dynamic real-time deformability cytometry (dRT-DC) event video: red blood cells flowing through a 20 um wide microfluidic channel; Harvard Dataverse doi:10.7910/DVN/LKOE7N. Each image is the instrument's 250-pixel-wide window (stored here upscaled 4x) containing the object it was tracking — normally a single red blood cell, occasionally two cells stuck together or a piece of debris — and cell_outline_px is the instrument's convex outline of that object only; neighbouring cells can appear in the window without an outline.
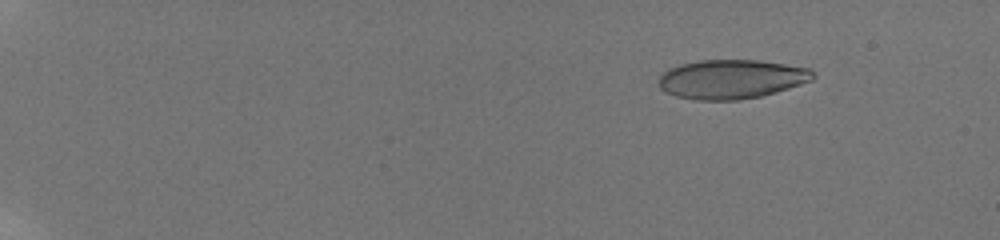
{"species": "human", "species_latin": "Homo sapiens", "temperature_condition": "room temperature", "stored_images_in_passage": 102, "camera_frame_rate_fps": 3000, "um_per_image_px": 0.085, "donor": {"sex": "male"}, "frame": {"image": 1, "passage_image": 15, "time_ms": 2.667, "image_size_px": [1000, 240], "cell_outline_px": [[816, 76], [812, 80], [788, 88], [760, 96], [736, 100], [692, 100], [676, 96], [664, 92], [660, 88], [660, 76], [668, 68], [680, 64], [700, 60], [756, 60], [784, 64], [808, 68]], "centroid_in_image_um": [62.13, 6.73], "position_along_channel_um": 22.9, "area_um2": 35.03}}
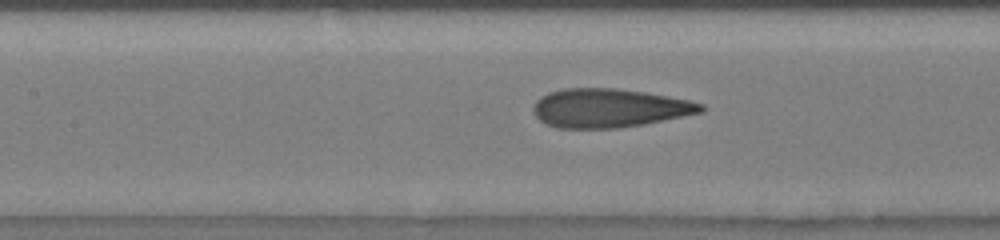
{"frame": {"image": 2, "passage_image": 47, "time_ms": 10.333, "image_size_px": [1000, 240], "cell_outline_px": [[704, 112], [644, 124], [616, 128], [556, 128], [540, 120], [532, 112], [532, 108], [536, 100], [540, 96], [548, 92], [564, 88], [616, 88], [644, 92], [688, 100], [704, 104]], "centroid_in_image_um": [51.75, 9.18], "position_along_channel_um": 155.6, "area_um2": 37.92}}
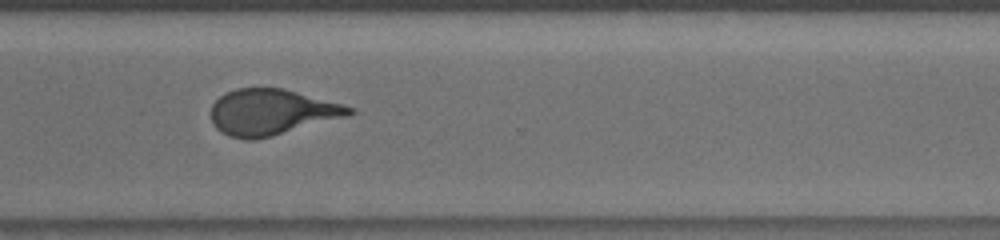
{"frame": {"image": 3, "passage_image": 72, "time_ms": 15.333, "image_size_px": [1000, 240], "cell_outline_px": [[356, 112], [348, 116], [272, 136], [252, 140], [244, 140], [228, 136], [220, 132], [212, 124], [212, 104], [224, 92], [236, 88], [284, 88], [340, 104], [352, 108]], "centroid_in_image_um": [23.03, 9.54], "position_along_channel_um": 347.6, "area_um2": 36.88}, "authors_computed_cell_mechanics": {"area_um2": 36.4718, "velocity_mm_per_s": 3.8551, "shape_relaxation_time_tau1_ms": 8.1273, "shape_relaxation_time_tau2_ms": 0.9808, "deformation_change_tau1": 0.2573, "deformation_change_tau2": 0.0953}}